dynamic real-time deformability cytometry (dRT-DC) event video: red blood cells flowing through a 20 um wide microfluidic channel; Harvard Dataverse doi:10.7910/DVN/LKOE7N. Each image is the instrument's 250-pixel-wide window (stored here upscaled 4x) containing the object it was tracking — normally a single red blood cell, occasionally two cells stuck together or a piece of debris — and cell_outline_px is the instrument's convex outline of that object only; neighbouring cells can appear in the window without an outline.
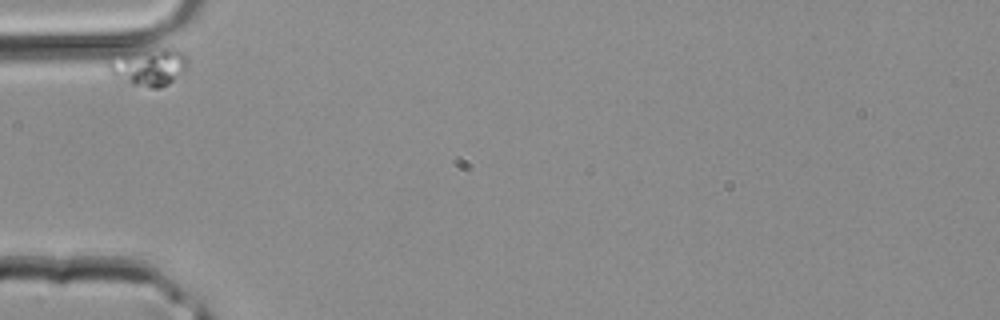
{"species": "common noctule bat (a hibernating species)", "species_latin": "Nyctalus noctula", "temperature_condition": "room temperature", "stored_images_in_passage": 15, "camera_frame_rate_fps": 3000, "um_per_image_px": 0.085, "animal": {"sex": "male", "body_mass_g": 20.4}, "frame": {"image": 1, "passage_image": 1, "time_ms": 0.0, "image_size_px": [1000, 320], "cell_outline_px": [[188, 68], [184, 72], [168, 84], [160, 88], [152, 88], [132, 84], [112, 76], [108, 72], [108, 64], [160, 48], [180, 48], [188, 56]], "centroid_in_image_um": [12.86, 5.75], "position_along_channel_um": 72.1, "area_um2": 16.24}}